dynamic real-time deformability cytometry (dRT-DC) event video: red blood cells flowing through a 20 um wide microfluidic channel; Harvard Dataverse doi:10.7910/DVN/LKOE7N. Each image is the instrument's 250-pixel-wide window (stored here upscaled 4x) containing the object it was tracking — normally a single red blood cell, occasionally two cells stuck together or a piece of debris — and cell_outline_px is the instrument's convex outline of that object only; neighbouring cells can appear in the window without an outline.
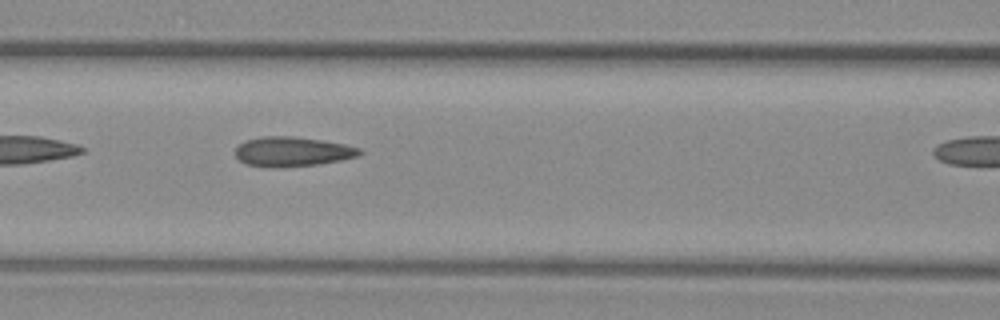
{"species": "common noctule bat (a hibernating species)", "species_latin": "Nyctalus noctula", "temperature_condition": "warm", "stored_images_in_passage": 11, "camera_frame_rate_fps": 3000, "um_per_image_px": 0.085, "animal": {"sex": "female", "body_mass_g": 29.2, "forearm_length_mm": 56.3}, "frame": {"image": 1, "passage_image": 7, "time_ms": 2.0, "image_size_px": [1000, 320], "cell_outline_px": [[364, 152], [356, 156], [340, 160], [316, 164], [276, 168], [268, 168], [244, 164], [236, 156], [236, 148], [244, 140], [260, 136], [292, 136], [320, 140], [344, 144], [360, 148]], "centroid_in_image_um": [24.8, 12.89], "position_along_channel_um": 141.8, "area_um2": 21.5}}